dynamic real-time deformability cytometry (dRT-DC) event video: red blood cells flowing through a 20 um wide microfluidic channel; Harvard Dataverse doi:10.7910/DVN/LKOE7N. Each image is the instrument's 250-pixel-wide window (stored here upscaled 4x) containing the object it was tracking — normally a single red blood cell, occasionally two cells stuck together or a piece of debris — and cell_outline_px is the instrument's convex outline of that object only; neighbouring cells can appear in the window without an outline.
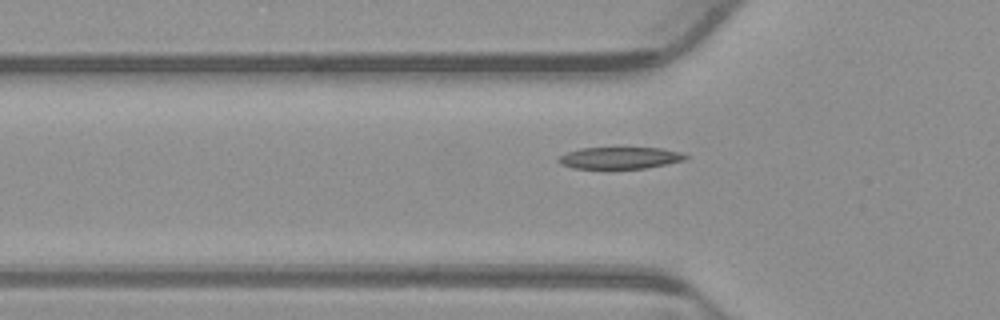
{"species": "common noctule bat (a hibernating species)", "species_latin": "Nyctalus noctula", "temperature_condition": "warm", "stored_images_in_passage": 49, "camera_frame_rate_fps": 3000, "um_per_image_px": 0.085, "animal": {"sex": "male", "body_mass_g": 23.1, "forearm_length_mm": 52.7}, "frame": {"image": 1, "passage_image": 17, "time_ms": 5.333, "image_size_px": [1000, 320], "cell_outline_px": [[688, 156], [684, 160], [644, 168], [572, 168], [560, 164], [556, 160], [560, 156], [568, 152], [580, 148], [660, 148], [684, 152]], "centroid_in_image_um": [52.68, 13.41], "position_along_channel_um": 73.1, "area_um2": 15.95}}
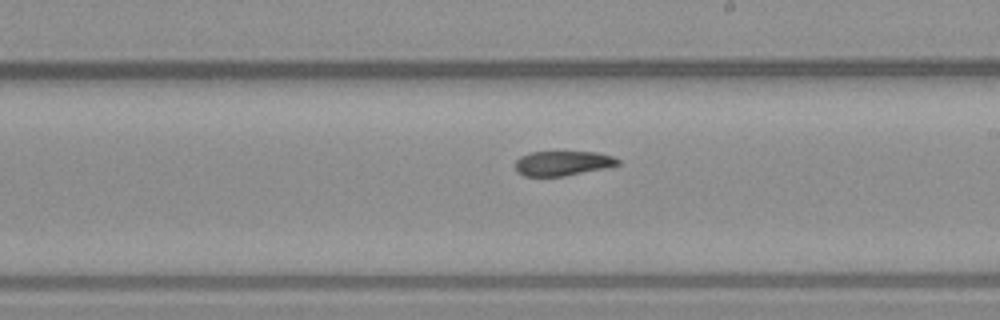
{"frame": {"image": 2, "passage_image": 30, "time_ms": 9.667, "image_size_px": [1000, 320], "cell_outline_px": [[620, 164], [604, 168], [564, 176], [524, 176], [516, 172], [516, 160], [520, 156], [532, 152], [596, 152], [612, 156], [620, 160]], "centroid_in_image_um": [47.81, 13.88], "position_along_channel_um": 241.2, "area_um2": 14.68}}
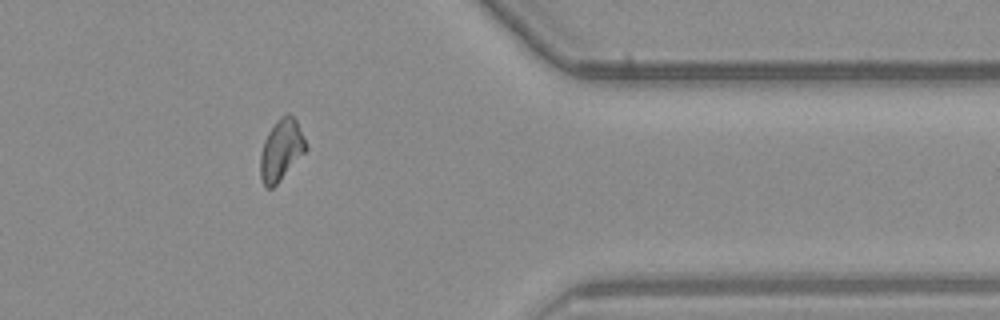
{"frame": {"image": 3, "passage_image": 43, "time_ms": 14.0, "image_size_px": [1000, 320], "cell_outline_px": [[308, 148], [276, 184], [272, 188], [264, 188], [260, 176], [260, 156], [264, 140], [268, 132], [276, 120], [280, 116], [288, 112], [296, 120], [304, 136]], "centroid_in_image_um": [23.89, 12.73], "position_along_channel_um": 387.5, "area_um2": 16.18}, "authors_computed_cell_mechanics": {"area_um2": 16.3574, "velocity_mm_per_s": 3.8553, "shape_relaxation_time_tau1_ms": 6.0087, "shape_relaxation_time_tau2_ms": 6.4232, "deformation_change_tau1": 0.1945, "deformation_change_tau2": 0.1153}}